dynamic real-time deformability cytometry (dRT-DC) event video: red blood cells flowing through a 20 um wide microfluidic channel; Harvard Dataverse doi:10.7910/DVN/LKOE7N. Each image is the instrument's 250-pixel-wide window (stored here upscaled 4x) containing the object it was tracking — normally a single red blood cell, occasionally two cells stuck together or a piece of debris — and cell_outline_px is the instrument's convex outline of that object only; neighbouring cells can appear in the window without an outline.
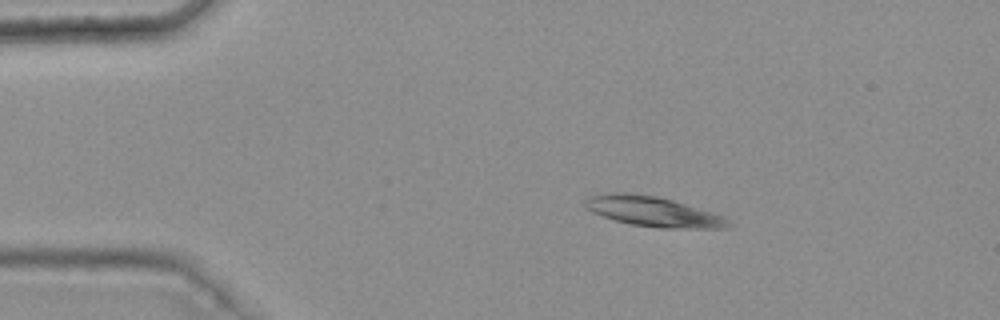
{"species": "common noctule bat (a hibernating species)", "species_latin": "Nyctalus noctula", "temperature_condition": "warm", "stored_images_in_passage": 7, "camera_frame_rate_fps": 3000, "um_per_image_px": 0.085, "animal": {"sex": "female", "body_mass_g": 25.1}, "frame": {"image": 1, "passage_image": 1, "time_ms": 0.0, "image_size_px": [1000, 320], "cell_outline_px": [[732, 224], [728, 228], [660, 228], [632, 224], [616, 220], [592, 212], [584, 208], [584, 200], [588, 196], [612, 192], [628, 192], [656, 196], [672, 200], [712, 212], [724, 216]], "centroid_in_image_um": [55.49, 17.97], "position_along_channel_um": 29.5, "area_um2": 25.03}}
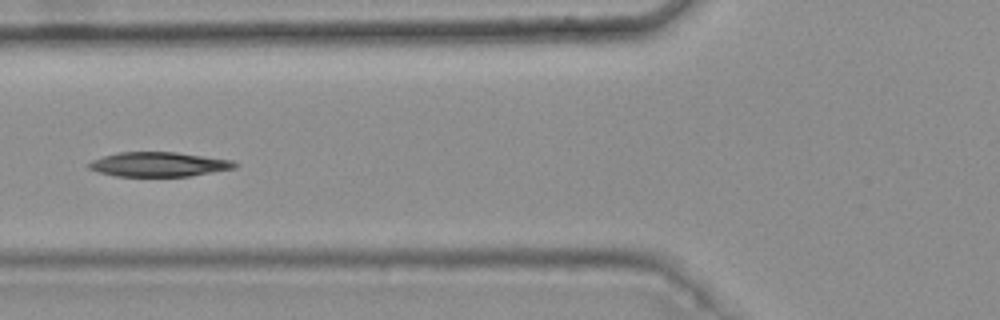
{"frame": {"image": 2, "passage_image": 4, "time_ms": 1.0, "image_size_px": [1000, 320], "cell_outline_px": [[240, 164], [236, 168], [188, 176], [116, 176], [96, 172], [88, 168], [88, 164], [92, 160], [104, 156], [120, 152], [176, 152], [232, 160]], "centroid_in_image_um": [13.49, 13.97], "position_along_channel_um": 112.3, "area_um2": 20.81}}
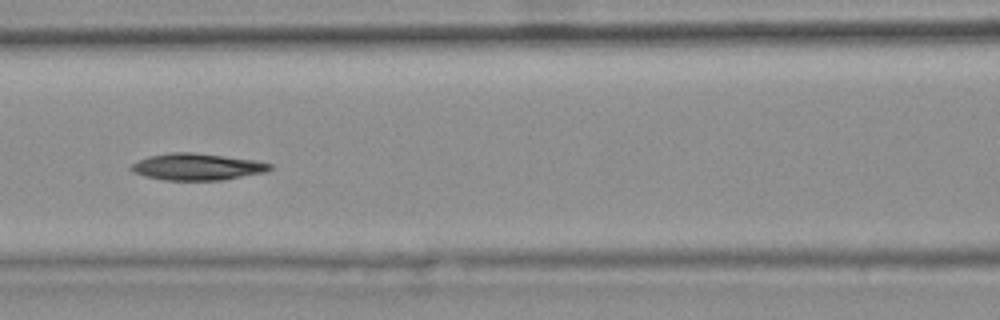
{"frame": {"image": 3, "passage_image": 5, "time_ms": 1.333, "image_size_px": [1000, 320], "cell_outline_px": [[272, 168], [264, 172], [224, 180], [164, 180], [144, 176], [132, 172], [128, 168], [132, 164], [148, 156], [172, 152], [192, 152], [256, 160], [272, 164]], "centroid_in_image_um": [16.73, 14.18], "position_along_channel_um": 149.9, "area_um2": 21.62}}